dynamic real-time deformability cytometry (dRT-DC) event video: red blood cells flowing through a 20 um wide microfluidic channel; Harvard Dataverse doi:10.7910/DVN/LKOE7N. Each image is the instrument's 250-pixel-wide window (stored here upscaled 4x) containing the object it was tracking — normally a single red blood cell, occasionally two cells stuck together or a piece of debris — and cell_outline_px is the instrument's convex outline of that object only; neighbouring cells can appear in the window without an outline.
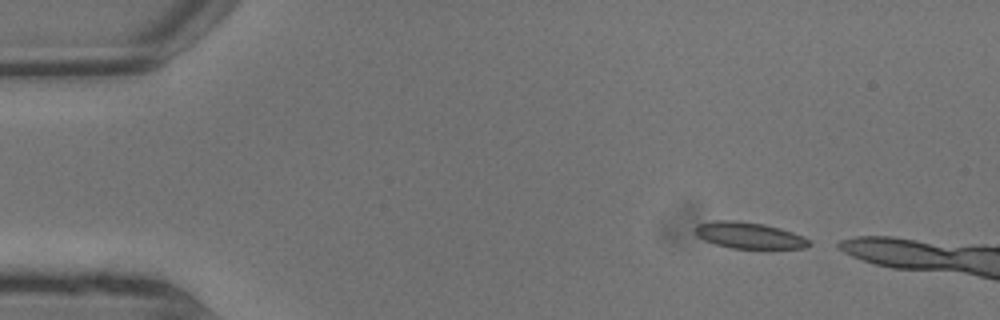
{"species": "common noctule bat (a hibernating species)", "species_latin": "Nyctalus noctula", "temperature_condition": "warm", "stored_images_in_passage": 4, "camera_frame_rate_fps": 3000, "um_per_image_px": 0.085, "animal": {"sex": "male", "body_mass_g": 13.3}, "frame": {"image": 1, "passage_image": 1, "time_ms": 0.0, "image_size_px": [1000, 320], "cell_outline_px": [[812, 244], [804, 248], [732, 248], [716, 244], [704, 240], [696, 236], [696, 224], [716, 220], [736, 220], [764, 224], [780, 228], [804, 236], [812, 240]], "centroid_in_image_um": [63.7, 20.0], "position_along_channel_um": 21.3, "area_um2": 17.51}}